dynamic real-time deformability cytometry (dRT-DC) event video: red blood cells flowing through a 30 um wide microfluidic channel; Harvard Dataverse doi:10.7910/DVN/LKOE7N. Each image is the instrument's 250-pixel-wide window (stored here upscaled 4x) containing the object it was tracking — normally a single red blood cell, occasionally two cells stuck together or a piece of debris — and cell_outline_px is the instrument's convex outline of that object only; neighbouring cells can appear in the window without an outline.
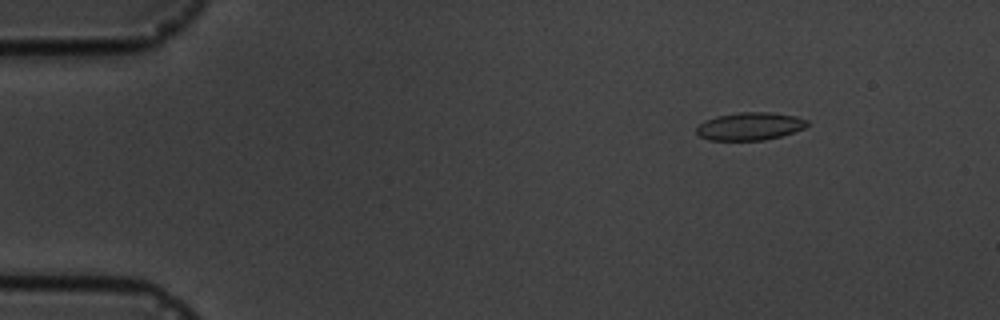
{"species": "common noctule bat (a hibernating species)", "species_latin": "Nyctalus noctula", "temperature_condition": "cold", "stored_images_in_passage": 8, "camera_frame_rate_fps": 3000, "um_per_image_px": 0.085, "animal": {"sex": "male", "body_mass_g": 19.5, "forearm_length_mm": 54.6}, "frame": {"image": 1, "passage_image": 3, "time_ms": 2.0, "image_size_px": [1000, 320], "cell_outline_px": [[808, 124], [804, 128], [780, 136], [764, 140], [708, 140], [700, 136], [696, 132], [696, 128], [704, 120], [716, 116], [740, 112], [768, 112], [796, 116], [808, 120]], "centroid_in_image_um": [63.72, 10.73], "position_along_channel_um": 21.3, "area_um2": 17.86}}
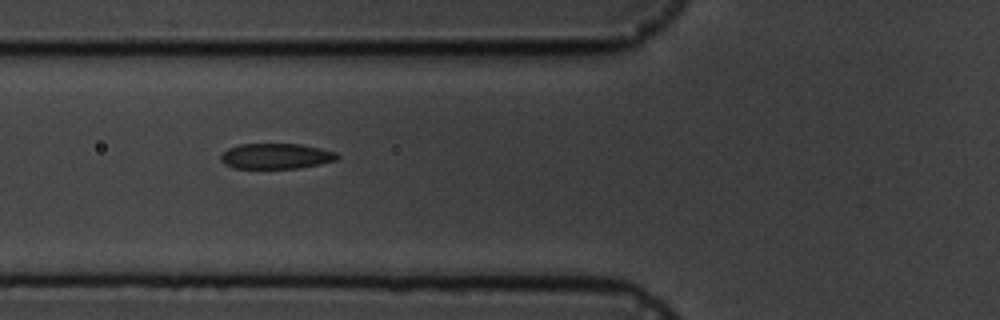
{"frame": {"image": 2, "passage_image": 7, "time_ms": 6.667, "image_size_px": [1000, 320], "cell_outline_px": [[340, 156], [336, 160], [320, 164], [300, 168], [232, 168], [224, 164], [220, 160], [220, 156], [228, 148], [240, 144], [300, 144], [320, 148], [336, 152]], "centroid_in_image_um": [23.46, 13.27], "position_along_channel_um": 102.3, "area_um2": 17.34}}
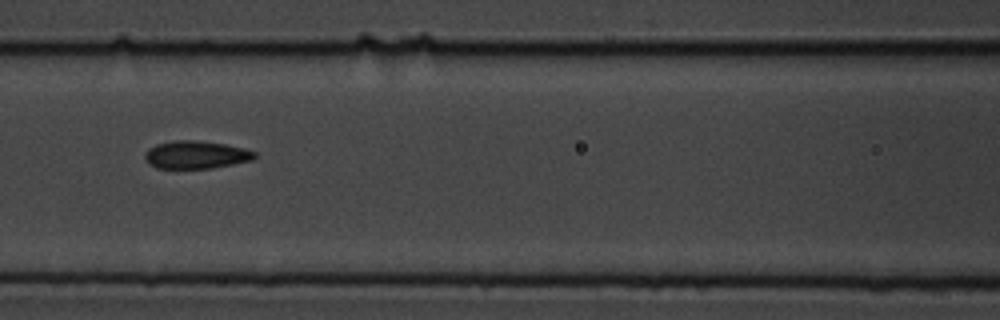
{"frame": {"image": 3, "passage_image": 8, "time_ms": 8.0, "image_size_px": [1000, 320], "cell_outline_px": [[256, 156], [252, 160], [212, 168], [156, 168], [148, 164], [144, 156], [148, 148], [156, 144], [176, 140], [192, 140], [224, 144], [244, 148], [256, 152]], "centroid_in_image_um": [16.63, 13.16], "position_along_channel_um": 150.0, "area_um2": 17.69}}